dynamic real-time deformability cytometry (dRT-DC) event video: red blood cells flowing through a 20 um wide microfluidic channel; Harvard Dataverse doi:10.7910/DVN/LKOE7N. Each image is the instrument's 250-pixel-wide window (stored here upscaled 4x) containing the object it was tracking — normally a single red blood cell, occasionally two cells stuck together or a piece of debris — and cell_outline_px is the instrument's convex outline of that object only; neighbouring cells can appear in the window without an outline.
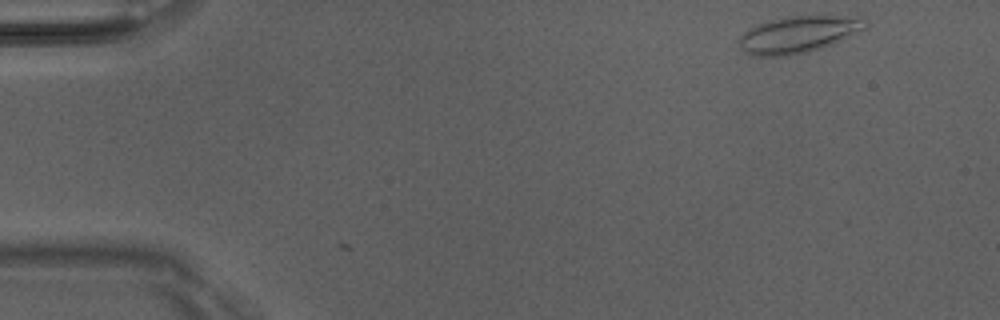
{"species": "Egyptian fruit bat (a non-hibernating species)", "species_latin": "Rousettus aegyptiacus", "temperature_condition": "room temperature", "stored_images_in_passage": 2, "camera_frame_rate_fps": 3000, "um_per_image_px": 0.085, "animal": {"sex": "male"}, "frame": {"image": 1, "passage_image": 1, "time_ms": 0.0, "image_size_px": [1000, 320], "cell_outline_px": [[868, 24], [864, 28], [832, 44], [804, 52], [788, 56], [752, 56], [744, 52], [740, 48], [736, 40], [744, 32], [756, 24], [788, 16], [864, 16], [868, 20]], "centroid_in_image_um": [67.82, 2.92], "position_along_channel_um": 17.2, "area_um2": 26.99}}